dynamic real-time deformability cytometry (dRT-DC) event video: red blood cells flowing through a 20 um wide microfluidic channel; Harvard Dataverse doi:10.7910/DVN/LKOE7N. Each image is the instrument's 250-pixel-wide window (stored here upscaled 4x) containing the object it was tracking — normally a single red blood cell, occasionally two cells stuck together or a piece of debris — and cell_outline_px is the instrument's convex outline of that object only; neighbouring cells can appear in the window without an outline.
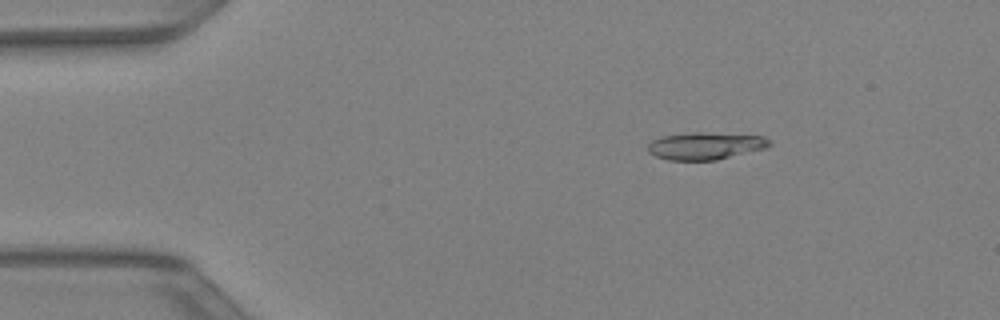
{"species": "Egyptian fruit bat (a non-hibernating species)", "species_latin": "Rousettus aegyptiacus", "temperature_condition": "warm", "stored_images_in_passage": 43, "camera_frame_rate_fps": 3000, "um_per_image_px": 0.085, "animal": {"sex": "female"}, "frame": {"image": 1, "passage_image": 7, "time_ms": 2.0, "image_size_px": [1000, 320], "cell_outline_px": [[772, 144], [768, 148], [716, 160], [668, 160], [656, 156], [648, 152], [648, 144], [652, 140], [660, 136], [692, 132], [704, 132], [764, 136]], "centroid_in_image_um": [59.96, 12.39], "position_along_channel_um": 25.0, "area_um2": 19.48}}
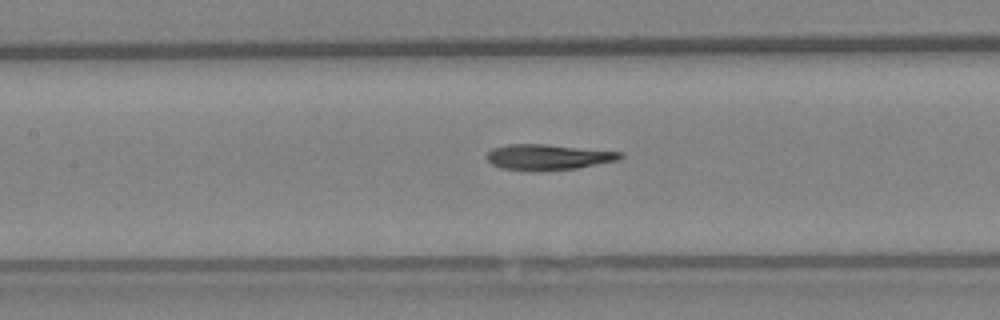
{"frame": {"image": 2, "passage_image": 20, "time_ms": 6.333, "image_size_px": [1000, 320], "cell_outline_px": [[624, 156], [620, 160], [576, 168], [500, 168], [492, 164], [484, 156], [492, 148], [508, 144], [548, 144], [624, 152]], "centroid_in_image_um": [46.64, 13.29], "position_along_channel_um": 160.8, "area_um2": 19.25}}
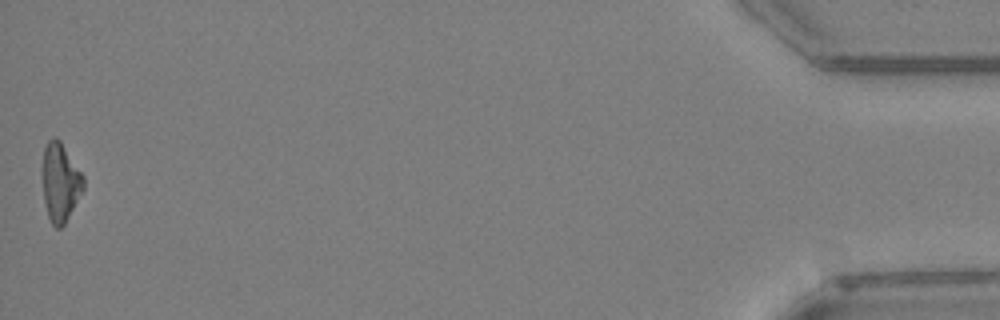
{"frame": {"image": 3, "passage_image": 43, "time_ms": 14.0, "image_size_px": [1000, 320], "cell_outline_px": [[84, 188], [64, 224], [60, 228], [56, 228], [52, 224], [48, 216], [44, 200], [40, 172], [44, 148], [48, 140], [52, 136], [56, 136], [60, 140], [84, 176]], "centroid_in_image_um": [5.09, 15.44], "position_along_channel_um": 430.1, "area_um2": 19.07}}